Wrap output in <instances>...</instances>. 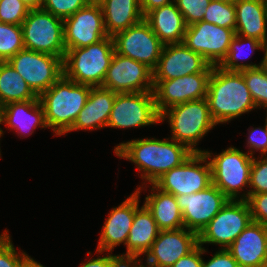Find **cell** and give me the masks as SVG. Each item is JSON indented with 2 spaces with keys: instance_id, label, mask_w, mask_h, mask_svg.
I'll return each mask as SVG.
<instances>
[{
  "instance_id": "obj_15",
  "label": "cell",
  "mask_w": 267,
  "mask_h": 267,
  "mask_svg": "<svg viewBox=\"0 0 267 267\" xmlns=\"http://www.w3.org/2000/svg\"><path fill=\"white\" fill-rule=\"evenodd\" d=\"M234 35L233 29L200 21L187 26L183 43L211 65L218 66L226 57Z\"/></svg>"
},
{
  "instance_id": "obj_22",
  "label": "cell",
  "mask_w": 267,
  "mask_h": 267,
  "mask_svg": "<svg viewBox=\"0 0 267 267\" xmlns=\"http://www.w3.org/2000/svg\"><path fill=\"white\" fill-rule=\"evenodd\" d=\"M116 94L102 87H92L85 106L68 132L107 127Z\"/></svg>"
},
{
  "instance_id": "obj_46",
  "label": "cell",
  "mask_w": 267,
  "mask_h": 267,
  "mask_svg": "<svg viewBox=\"0 0 267 267\" xmlns=\"http://www.w3.org/2000/svg\"><path fill=\"white\" fill-rule=\"evenodd\" d=\"M22 267H45L41 263L35 261L29 255L24 259Z\"/></svg>"
},
{
  "instance_id": "obj_26",
  "label": "cell",
  "mask_w": 267,
  "mask_h": 267,
  "mask_svg": "<svg viewBox=\"0 0 267 267\" xmlns=\"http://www.w3.org/2000/svg\"><path fill=\"white\" fill-rule=\"evenodd\" d=\"M2 122L10 130H15L18 136L21 134L20 137L29 136L37 127L47 128L39 99L6 104L3 106Z\"/></svg>"
},
{
  "instance_id": "obj_39",
  "label": "cell",
  "mask_w": 267,
  "mask_h": 267,
  "mask_svg": "<svg viewBox=\"0 0 267 267\" xmlns=\"http://www.w3.org/2000/svg\"><path fill=\"white\" fill-rule=\"evenodd\" d=\"M252 220L267 226V193L252 194L246 199Z\"/></svg>"
},
{
  "instance_id": "obj_43",
  "label": "cell",
  "mask_w": 267,
  "mask_h": 267,
  "mask_svg": "<svg viewBox=\"0 0 267 267\" xmlns=\"http://www.w3.org/2000/svg\"><path fill=\"white\" fill-rule=\"evenodd\" d=\"M207 249L197 245L190 253L180 258L171 267H202L203 258L201 257Z\"/></svg>"
},
{
  "instance_id": "obj_50",
  "label": "cell",
  "mask_w": 267,
  "mask_h": 267,
  "mask_svg": "<svg viewBox=\"0 0 267 267\" xmlns=\"http://www.w3.org/2000/svg\"><path fill=\"white\" fill-rule=\"evenodd\" d=\"M214 1H220V2H234L235 0H214Z\"/></svg>"
},
{
  "instance_id": "obj_45",
  "label": "cell",
  "mask_w": 267,
  "mask_h": 267,
  "mask_svg": "<svg viewBox=\"0 0 267 267\" xmlns=\"http://www.w3.org/2000/svg\"><path fill=\"white\" fill-rule=\"evenodd\" d=\"M28 8L31 9H39L42 7L43 0H21Z\"/></svg>"
},
{
  "instance_id": "obj_11",
  "label": "cell",
  "mask_w": 267,
  "mask_h": 267,
  "mask_svg": "<svg viewBox=\"0 0 267 267\" xmlns=\"http://www.w3.org/2000/svg\"><path fill=\"white\" fill-rule=\"evenodd\" d=\"M160 122L153 92L117 93L107 127L138 128Z\"/></svg>"
},
{
  "instance_id": "obj_7",
  "label": "cell",
  "mask_w": 267,
  "mask_h": 267,
  "mask_svg": "<svg viewBox=\"0 0 267 267\" xmlns=\"http://www.w3.org/2000/svg\"><path fill=\"white\" fill-rule=\"evenodd\" d=\"M24 48L64 59L63 19L39 8L31 9L22 25Z\"/></svg>"
},
{
  "instance_id": "obj_29",
  "label": "cell",
  "mask_w": 267,
  "mask_h": 267,
  "mask_svg": "<svg viewBox=\"0 0 267 267\" xmlns=\"http://www.w3.org/2000/svg\"><path fill=\"white\" fill-rule=\"evenodd\" d=\"M38 95L8 62H0V101L3 106L12 102L37 100Z\"/></svg>"
},
{
  "instance_id": "obj_12",
  "label": "cell",
  "mask_w": 267,
  "mask_h": 267,
  "mask_svg": "<svg viewBox=\"0 0 267 267\" xmlns=\"http://www.w3.org/2000/svg\"><path fill=\"white\" fill-rule=\"evenodd\" d=\"M112 38L116 53L144 63L152 70L156 67L164 47L145 20L116 33Z\"/></svg>"
},
{
  "instance_id": "obj_18",
  "label": "cell",
  "mask_w": 267,
  "mask_h": 267,
  "mask_svg": "<svg viewBox=\"0 0 267 267\" xmlns=\"http://www.w3.org/2000/svg\"><path fill=\"white\" fill-rule=\"evenodd\" d=\"M211 65L184 43L165 44L156 67L153 81L171 80L196 73H212Z\"/></svg>"
},
{
  "instance_id": "obj_49",
  "label": "cell",
  "mask_w": 267,
  "mask_h": 267,
  "mask_svg": "<svg viewBox=\"0 0 267 267\" xmlns=\"http://www.w3.org/2000/svg\"><path fill=\"white\" fill-rule=\"evenodd\" d=\"M2 116H3V105H2V103H1V101H0V124H2L3 122H2ZM0 129H1V136L3 135V129L0 127Z\"/></svg>"
},
{
  "instance_id": "obj_33",
  "label": "cell",
  "mask_w": 267,
  "mask_h": 267,
  "mask_svg": "<svg viewBox=\"0 0 267 267\" xmlns=\"http://www.w3.org/2000/svg\"><path fill=\"white\" fill-rule=\"evenodd\" d=\"M202 21L235 31L236 14L234 2L211 0Z\"/></svg>"
},
{
  "instance_id": "obj_20",
  "label": "cell",
  "mask_w": 267,
  "mask_h": 267,
  "mask_svg": "<svg viewBox=\"0 0 267 267\" xmlns=\"http://www.w3.org/2000/svg\"><path fill=\"white\" fill-rule=\"evenodd\" d=\"M144 188L139 186L134 193L118 207H113L108 214L100 233L97 252H111L120 244L126 245L128 234L133 223L135 211L139 208L140 192Z\"/></svg>"
},
{
  "instance_id": "obj_30",
  "label": "cell",
  "mask_w": 267,
  "mask_h": 267,
  "mask_svg": "<svg viewBox=\"0 0 267 267\" xmlns=\"http://www.w3.org/2000/svg\"><path fill=\"white\" fill-rule=\"evenodd\" d=\"M245 46L249 48L247 51L253 53L255 50H262L264 49V43L255 39V38H250V37H243L239 36L237 34L234 35L233 39L231 40L230 46L228 53L226 57L222 60V62L218 65L222 70L225 71H241L244 69H249V68H256L259 66L263 65V58L262 61L257 64H253L252 62L247 64L244 63L243 61L245 59H248L250 56L246 54L244 55V52L246 50ZM244 51V52H243ZM246 53V52H245ZM244 59V60H243ZM241 60L243 63L239 62Z\"/></svg>"
},
{
  "instance_id": "obj_28",
  "label": "cell",
  "mask_w": 267,
  "mask_h": 267,
  "mask_svg": "<svg viewBox=\"0 0 267 267\" xmlns=\"http://www.w3.org/2000/svg\"><path fill=\"white\" fill-rule=\"evenodd\" d=\"M151 194L145 197L144 205L151 212L158 229L176 230L184 227L182 211L179 208L176 197L173 194L164 192L154 184Z\"/></svg>"
},
{
  "instance_id": "obj_35",
  "label": "cell",
  "mask_w": 267,
  "mask_h": 267,
  "mask_svg": "<svg viewBox=\"0 0 267 267\" xmlns=\"http://www.w3.org/2000/svg\"><path fill=\"white\" fill-rule=\"evenodd\" d=\"M10 238L8 230L0 235V267H22L28 254L17 252Z\"/></svg>"
},
{
  "instance_id": "obj_4",
  "label": "cell",
  "mask_w": 267,
  "mask_h": 267,
  "mask_svg": "<svg viewBox=\"0 0 267 267\" xmlns=\"http://www.w3.org/2000/svg\"><path fill=\"white\" fill-rule=\"evenodd\" d=\"M114 53L110 36L84 48L69 49L63 59V75L79 84L102 87Z\"/></svg>"
},
{
  "instance_id": "obj_5",
  "label": "cell",
  "mask_w": 267,
  "mask_h": 267,
  "mask_svg": "<svg viewBox=\"0 0 267 267\" xmlns=\"http://www.w3.org/2000/svg\"><path fill=\"white\" fill-rule=\"evenodd\" d=\"M168 120L172 138L193 153H204L197 143L217 124L211 117L207 99H198L175 105L160 115V122Z\"/></svg>"
},
{
  "instance_id": "obj_19",
  "label": "cell",
  "mask_w": 267,
  "mask_h": 267,
  "mask_svg": "<svg viewBox=\"0 0 267 267\" xmlns=\"http://www.w3.org/2000/svg\"><path fill=\"white\" fill-rule=\"evenodd\" d=\"M198 245V234L185 227L161 230L146 253V267H171Z\"/></svg>"
},
{
  "instance_id": "obj_2",
  "label": "cell",
  "mask_w": 267,
  "mask_h": 267,
  "mask_svg": "<svg viewBox=\"0 0 267 267\" xmlns=\"http://www.w3.org/2000/svg\"><path fill=\"white\" fill-rule=\"evenodd\" d=\"M206 99L217 125L257 109L242 73L225 71L218 66H213Z\"/></svg>"
},
{
  "instance_id": "obj_8",
  "label": "cell",
  "mask_w": 267,
  "mask_h": 267,
  "mask_svg": "<svg viewBox=\"0 0 267 267\" xmlns=\"http://www.w3.org/2000/svg\"><path fill=\"white\" fill-rule=\"evenodd\" d=\"M252 221L246 200L229 199L198 234V244H215L227 249Z\"/></svg>"
},
{
  "instance_id": "obj_34",
  "label": "cell",
  "mask_w": 267,
  "mask_h": 267,
  "mask_svg": "<svg viewBox=\"0 0 267 267\" xmlns=\"http://www.w3.org/2000/svg\"><path fill=\"white\" fill-rule=\"evenodd\" d=\"M261 157H253L249 178L250 189L242 194V200H246L252 194L267 193V155Z\"/></svg>"
},
{
  "instance_id": "obj_17",
  "label": "cell",
  "mask_w": 267,
  "mask_h": 267,
  "mask_svg": "<svg viewBox=\"0 0 267 267\" xmlns=\"http://www.w3.org/2000/svg\"><path fill=\"white\" fill-rule=\"evenodd\" d=\"M182 211L184 227L199 234L229 198L214 184L192 194L175 196Z\"/></svg>"
},
{
  "instance_id": "obj_21",
  "label": "cell",
  "mask_w": 267,
  "mask_h": 267,
  "mask_svg": "<svg viewBox=\"0 0 267 267\" xmlns=\"http://www.w3.org/2000/svg\"><path fill=\"white\" fill-rule=\"evenodd\" d=\"M227 250L240 267H262L267 261V226L252 221Z\"/></svg>"
},
{
  "instance_id": "obj_9",
  "label": "cell",
  "mask_w": 267,
  "mask_h": 267,
  "mask_svg": "<svg viewBox=\"0 0 267 267\" xmlns=\"http://www.w3.org/2000/svg\"><path fill=\"white\" fill-rule=\"evenodd\" d=\"M7 62L38 96L63 76V59L51 54L24 48Z\"/></svg>"
},
{
  "instance_id": "obj_16",
  "label": "cell",
  "mask_w": 267,
  "mask_h": 267,
  "mask_svg": "<svg viewBox=\"0 0 267 267\" xmlns=\"http://www.w3.org/2000/svg\"><path fill=\"white\" fill-rule=\"evenodd\" d=\"M210 76L211 73H196L171 80L153 81L159 115L175 105L206 98Z\"/></svg>"
},
{
  "instance_id": "obj_48",
  "label": "cell",
  "mask_w": 267,
  "mask_h": 267,
  "mask_svg": "<svg viewBox=\"0 0 267 267\" xmlns=\"http://www.w3.org/2000/svg\"><path fill=\"white\" fill-rule=\"evenodd\" d=\"M264 57H263V63H267V40L264 42Z\"/></svg>"
},
{
  "instance_id": "obj_51",
  "label": "cell",
  "mask_w": 267,
  "mask_h": 267,
  "mask_svg": "<svg viewBox=\"0 0 267 267\" xmlns=\"http://www.w3.org/2000/svg\"><path fill=\"white\" fill-rule=\"evenodd\" d=\"M263 108H266V110H267V106L266 107H263ZM266 113H267V111H266ZM267 115V114H266ZM265 126H266V128H267V116H266V119H265Z\"/></svg>"
},
{
  "instance_id": "obj_23",
  "label": "cell",
  "mask_w": 267,
  "mask_h": 267,
  "mask_svg": "<svg viewBox=\"0 0 267 267\" xmlns=\"http://www.w3.org/2000/svg\"><path fill=\"white\" fill-rule=\"evenodd\" d=\"M159 229L148 208L143 204L135 211L132 226L126 243V253L120 256L126 261H140L156 240Z\"/></svg>"
},
{
  "instance_id": "obj_13",
  "label": "cell",
  "mask_w": 267,
  "mask_h": 267,
  "mask_svg": "<svg viewBox=\"0 0 267 267\" xmlns=\"http://www.w3.org/2000/svg\"><path fill=\"white\" fill-rule=\"evenodd\" d=\"M102 88L116 93L153 92V70L115 52Z\"/></svg>"
},
{
  "instance_id": "obj_1",
  "label": "cell",
  "mask_w": 267,
  "mask_h": 267,
  "mask_svg": "<svg viewBox=\"0 0 267 267\" xmlns=\"http://www.w3.org/2000/svg\"><path fill=\"white\" fill-rule=\"evenodd\" d=\"M114 153L134 163L139 173L142 172V180L153 184L164 173L180 166L193 152L172 138H144L119 143Z\"/></svg>"
},
{
  "instance_id": "obj_47",
  "label": "cell",
  "mask_w": 267,
  "mask_h": 267,
  "mask_svg": "<svg viewBox=\"0 0 267 267\" xmlns=\"http://www.w3.org/2000/svg\"><path fill=\"white\" fill-rule=\"evenodd\" d=\"M126 267H146L143 265V263L140 261H131L126 263Z\"/></svg>"
},
{
  "instance_id": "obj_25",
  "label": "cell",
  "mask_w": 267,
  "mask_h": 267,
  "mask_svg": "<svg viewBox=\"0 0 267 267\" xmlns=\"http://www.w3.org/2000/svg\"><path fill=\"white\" fill-rule=\"evenodd\" d=\"M144 20L164 45L183 43L187 25L174 1L149 11Z\"/></svg>"
},
{
  "instance_id": "obj_31",
  "label": "cell",
  "mask_w": 267,
  "mask_h": 267,
  "mask_svg": "<svg viewBox=\"0 0 267 267\" xmlns=\"http://www.w3.org/2000/svg\"><path fill=\"white\" fill-rule=\"evenodd\" d=\"M257 108L267 106V67L265 65L240 71Z\"/></svg>"
},
{
  "instance_id": "obj_10",
  "label": "cell",
  "mask_w": 267,
  "mask_h": 267,
  "mask_svg": "<svg viewBox=\"0 0 267 267\" xmlns=\"http://www.w3.org/2000/svg\"><path fill=\"white\" fill-rule=\"evenodd\" d=\"M153 184L174 196L202 191L212 184L210 162L204 153H192L180 166L164 173Z\"/></svg>"
},
{
  "instance_id": "obj_6",
  "label": "cell",
  "mask_w": 267,
  "mask_h": 267,
  "mask_svg": "<svg viewBox=\"0 0 267 267\" xmlns=\"http://www.w3.org/2000/svg\"><path fill=\"white\" fill-rule=\"evenodd\" d=\"M204 154L211 165L212 184L219 188L229 199H242L241 191L249 187L250 170L253 157L236 147H229L212 158L208 150ZM240 197V198H239Z\"/></svg>"
},
{
  "instance_id": "obj_3",
  "label": "cell",
  "mask_w": 267,
  "mask_h": 267,
  "mask_svg": "<svg viewBox=\"0 0 267 267\" xmlns=\"http://www.w3.org/2000/svg\"><path fill=\"white\" fill-rule=\"evenodd\" d=\"M92 86L76 83L64 75L38 98L44 110L45 123L55 135L62 136L72 128L85 106Z\"/></svg>"
},
{
  "instance_id": "obj_38",
  "label": "cell",
  "mask_w": 267,
  "mask_h": 267,
  "mask_svg": "<svg viewBox=\"0 0 267 267\" xmlns=\"http://www.w3.org/2000/svg\"><path fill=\"white\" fill-rule=\"evenodd\" d=\"M174 2L182 13L186 25L189 26L203 20L211 0H174Z\"/></svg>"
},
{
  "instance_id": "obj_37",
  "label": "cell",
  "mask_w": 267,
  "mask_h": 267,
  "mask_svg": "<svg viewBox=\"0 0 267 267\" xmlns=\"http://www.w3.org/2000/svg\"><path fill=\"white\" fill-rule=\"evenodd\" d=\"M29 12L21 0H0V22L22 25Z\"/></svg>"
},
{
  "instance_id": "obj_24",
  "label": "cell",
  "mask_w": 267,
  "mask_h": 267,
  "mask_svg": "<svg viewBox=\"0 0 267 267\" xmlns=\"http://www.w3.org/2000/svg\"><path fill=\"white\" fill-rule=\"evenodd\" d=\"M235 34L267 40V0H235Z\"/></svg>"
},
{
  "instance_id": "obj_27",
  "label": "cell",
  "mask_w": 267,
  "mask_h": 267,
  "mask_svg": "<svg viewBox=\"0 0 267 267\" xmlns=\"http://www.w3.org/2000/svg\"><path fill=\"white\" fill-rule=\"evenodd\" d=\"M108 36L126 30L144 20L140 0H97Z\"/></svg>"
},
{
  "instance_id": "obj_32",
  "label": "cell",
  "mask_w": 267,
  "mask_h": 267,
  "mask_svg": "<svg viewBox=\"0 0 267 267\" xmlns=\"http://www.w3.org/2000/svg\"><path fill=\"white\" fill-rule=\"evenodd\" d=\"M23 49L21 25L0 22V62H7Z\"/></svg>"
},
{
  "instance_id": "obj_42",
  "label": "cell",
  "mask_w": 267,
  "mask_h": 267,
  "mask_svg": "<svg viewBox=\"0 0 267 267\" xmlns=\"http://www.w3.org/2000/svg\"><path fill=\"white\" fill-rule=\"evenodd\" d=\"M202 267H240L227 249H219L213 254L212 258L205 262Z\"/></svg>"
},
{
  "instance_id": "obj_36",
  "label": "cell",
  "mask_w": 267,
  "mask_h": 267,
  "mask_svg": "<svg viewBox=\"0 0 267 267\" xmlns=\"http://www.w3.org/2000/svg\"><path fill=\"white\" fill-rule=\"evenodd\" d=\"M93 0H43L42 9L61 19H66Z\"/></svg>"
},
{
  "instance_id": "obj_14",
  "label": "cell",
  "mask_w": 267,
  "mask_h": 267,
  "mask_svg": "<svg viewBox=\"0 0 267 267\" xmlns=\"http://www.w3.org/2000/svg\"><path fill=\"white\" fill-rule=\"evenodd\" d=\"M63 31L66 51L84 48L108 37L100 4L97 1H91L75 14L64 19Z\"/></svg>"
},
{
  "instance_id": "obj_44",
  "label": "cell",
  "mask_w": 267,
  "mask_h": 267,
  "mask_svg": "<svg viewBox=\"0 0 267 267\" xmlns=\"http://www.w3.org/2000/svg\"><path fill=\"white\" fill-rule=\"evenodd\" d=\"M174 0H140V6L143 15L145 16L149 11L172 3Z\"/></svg>"
},
{
  "instance_id": "obj_52",
  "label": "cell",
  "mask_w": 267,
  "mask_h": 267,
  "mask_svg": "<svg viewBox=\"0 0 267 267\" xmlns=\"http://www.w3.org/2000/svg\"><path fill=\"white\" fill-rule=\"evenodd\" d=\"M262 267H267V261L264 263V265Z\"/></svg>"
},
{
  "instance_id": "obj_41",
  "label": "cell",
  "mask_w": 267,
  "mask_h": 267,
  "mask_svg": "<svg viewBox=\"0 0 267 267\" xmlns=\"http://www.w3.org/2000/svg\"><path fill=\"white\" fill-rule=\"evenodd\" d=\"M126 261L118 255H112L109 252L105 256H98L97 258H92L85 263H81L80 267H126Z\"/></svg>"
},
{
  "instance_id": "obj_40",
  "label": "cell",
  "mask_w": 267,
  "mask_h": 267,
  "mask_svg": "<svg viewBox=\"0 0 267 267\" xmlns=\"http://www.w3.org/2000/svg\"><path fill=\"white\" fill-rule=\"evenodd\" d=\"M248 140L247 145L249 147L248 154H250L252 157L254 152L260 151V156H266L267 155V128L264 126V128H252L251 131L248 130Z\"/></svg>"
}]
</instances>
